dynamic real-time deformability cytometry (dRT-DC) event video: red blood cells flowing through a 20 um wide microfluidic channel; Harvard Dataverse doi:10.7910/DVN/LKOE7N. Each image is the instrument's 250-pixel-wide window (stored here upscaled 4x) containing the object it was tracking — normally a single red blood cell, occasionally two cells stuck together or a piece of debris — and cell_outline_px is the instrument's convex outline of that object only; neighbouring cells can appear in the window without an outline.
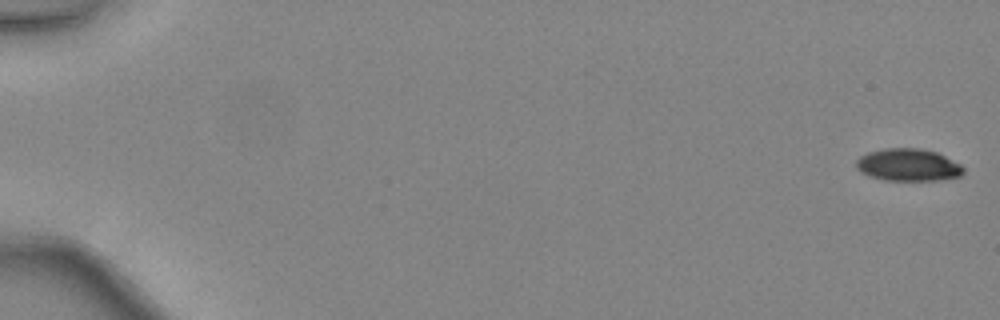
{"species": "common noctule bat (a hibernating species)", "species_latin": "Nyctalus noctula", "temperature_condition": "warm", "stored_images_in_passage": 48, "camera_frame_rate_fps": 3000, "um_per_image_px": 0.085, "animal": {"sex": "female", "body_mass_g": 24.6, "forearm_length_mm": 56.2}, "frame": {"image": 1, "passage_image": 1, "time_ms": 0.0, "image_size_px": [1000, 320], "cell_outline_px": [[964, 172], [960, 176], [940, 180], [884, 180], [868, 176], [860, 172], [856, 168], [856, 160], [860, 156], [868, 152], [884, 148], [920, 148], [936, 152], [960, 164], [964, 168]], "centroid_in_image_um": [77.16, 14.02], "position_along_channel_um": 7.8, "area_um2": 20.29}}
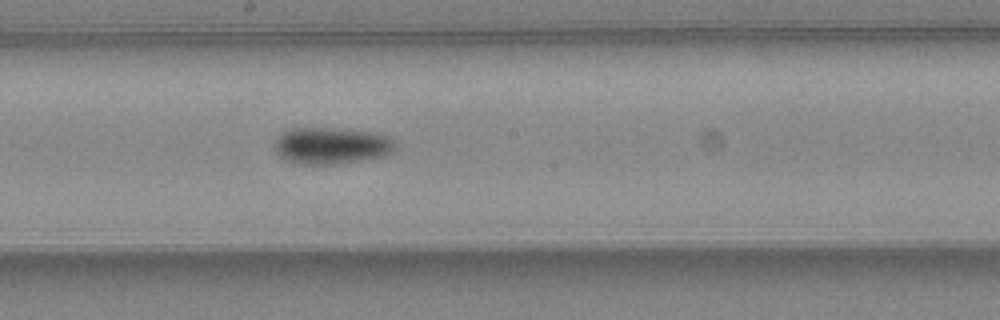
{"frame": {"image": 2, "passage_image": 28, "time_ms": 9.0, "image_size_px": [1000, 320], "cell_outline_px": [[396, 148], [388, 156], [336, 164], [296, 164], [284, 160], [276, 152], [272, 144], [276, 136], [280, 132], [292, 128], [328, 128], [376, 132], [388, 136], [396, 144]], "centroid_in_image_um": [28.13, 12.38], "position_along_channel_um": 220.1, "area_um2": 26.36}}
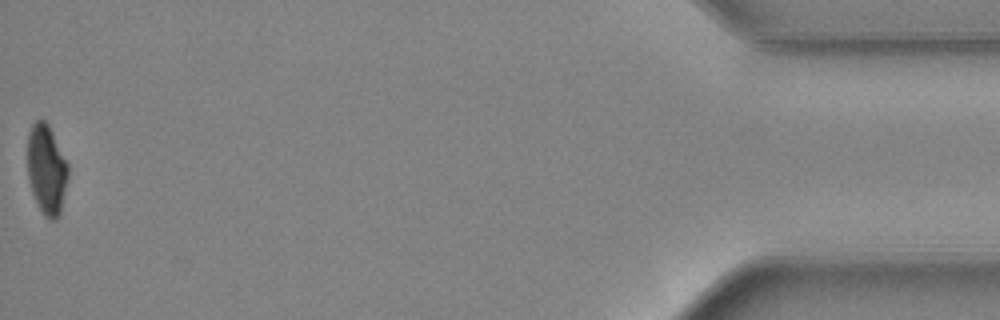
{"frame": {"image": 3, "passage_image": 48, "time_ms": 15.667, "image_size_px": [1000, 320], "cell_outline_px": [[68, 176], [60, 212], [56, 220], [52, 220], [44, 216], [32, 192], [28, 176], [28, 132], [32, 124], [40, 116], [48, 124], [68, 164]], "centroid_in_image_um": [3.95, 14.37], "position_along_channel_um": 431.2, "area_um2": 21.04}, "authors_computed_cell_mechanics": {"area_um2": 23.2645, "velocity_mm_per_s": 4.47, "shape_relaxation_time_tau1_ms": 3.8454, "shape_relaxation_time_tau2_ms": null, "deformation_change_tau1": 0.1162, "deformation_change_tau2": null}}